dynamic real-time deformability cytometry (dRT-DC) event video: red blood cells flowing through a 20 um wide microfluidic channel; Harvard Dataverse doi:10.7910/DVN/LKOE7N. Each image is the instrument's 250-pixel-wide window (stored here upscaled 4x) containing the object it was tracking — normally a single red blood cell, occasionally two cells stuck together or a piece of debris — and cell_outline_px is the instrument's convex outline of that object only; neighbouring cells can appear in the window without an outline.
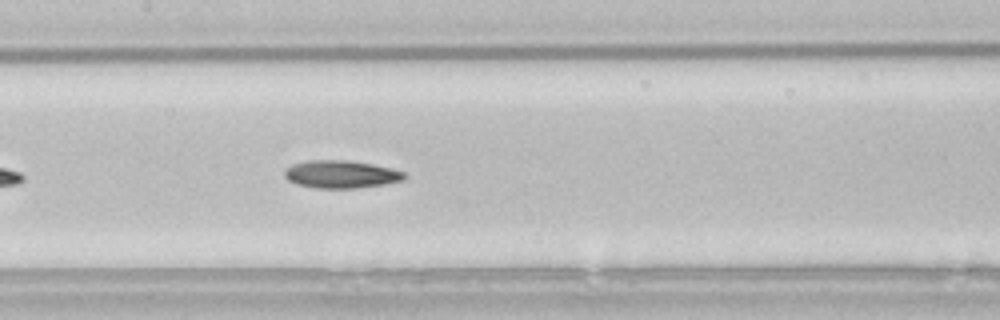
{"species": "common noctule bat (a hibernating species)", "species_latin": "Nyctalus noctula", "temperature_condition": "room temperature", "stored_images_in_passage": 39, "camera_frame_rate_fps": 3000, "um_per_image_px": 0.085, "animal": {"sex": "male", "body_mass_g": 21.5, "forearm_length_mm": 52.0}, "frame": {"image": 1, "passage_image": 12, "time_ms": 3.667, "image_size_px": [1000, 320], "cell_outline_px": [[408, 176], [404, 180], [384, 184], [356, 188], [316, 188], [296, 184], [288, 180], [284, 176], [284, 172], [292, 164], [308, 160], [348, 160], [372, 164], [392, 168], [404, 172]], "centroid_in_image_um": [29.0, 14.81], "position_along_channel_um": 178.4, "area_um2": 19.42}, "authors_computed_cell_mechanics": {"area_um2": 18.8428, "velocity_mm_per_s": 3.8471, "shape_relaxation_time_tau1_ms": null, "shape_relaxation_time_tau2_ms": 2.3353, "deformation_change_tau1": null, "deformation_change_tau2": 0.0963}}